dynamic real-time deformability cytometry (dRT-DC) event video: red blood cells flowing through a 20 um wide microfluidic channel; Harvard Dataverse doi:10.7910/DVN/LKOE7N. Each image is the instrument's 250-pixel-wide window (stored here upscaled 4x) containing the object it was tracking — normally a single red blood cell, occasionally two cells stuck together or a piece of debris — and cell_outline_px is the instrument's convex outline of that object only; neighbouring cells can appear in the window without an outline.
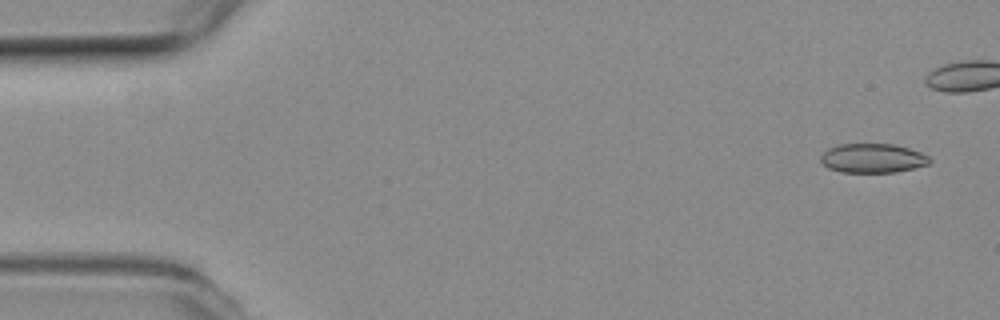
{"species": "common noctule bat (a hibernating species)", "species_latin": "Nyctalus noctula", "temperature_condition": "room temperature", "stored_images_in_passage": 6, "camera_frame_rate_fps": 3000, "um_per_image_px": 0.085, "animal": {"sex": "female", "body_mass_g": 19.3, "forearm_length_mm": 54.1}, "frame": {"image": 1, "passage_image": 1, "time_ms": 0.0, "image_size_px": [1000, 320], "cell_outline_px": [[932, 160], [928, 164], [896, 172], [840, 172], [828, 168], [820, 160], [820, 156], [828, 148], [840, 144], [892, 144], [908, 148], [920, 152], [928, 156]], "centroid_in_image_um": [74.16, 13.45], "position_along_channel_um": 10.8, "area_um2": 18.44}}
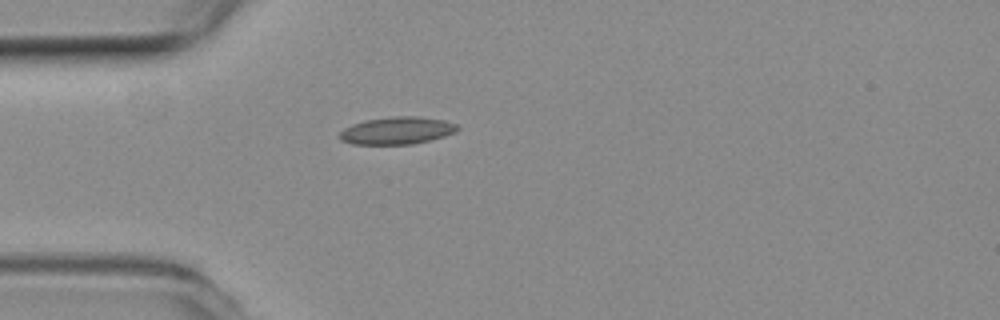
{"frame": {"image": 2, "passage_image": 6, "time_ms": 1.667, "image_size_px": [1000, 320], "cell_outline_px": [[460, 128], [456, 132], [444, 136], [412, 144], [352, 144], [340, 140], [336, 136], [344, 128], [352, 124], [364, 120], [392, 116], [416, 116], [444, 120], [456, 124]], "centroid_in_image_um": [33.7, 11.09], "position_along_channel_um": 51.3, "area_um2": 18.9}}